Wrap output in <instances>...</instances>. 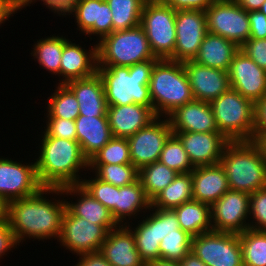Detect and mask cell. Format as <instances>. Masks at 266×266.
<instances>
[{"label": "cell", "instance_id": "55", "mask_svg": "<svg viewBox=\"0 0 266 266\" xmlns=\"http://www.w3.org/2000/svg\"><path fill=\"white\" fill-rule=\"evenodd\" d=\"M180 266H206L192 251H190L181 261Z\"/></svg>", "mask_w": 266, "mask_h": 266}, {"label": "cell", "instance_id": "29", "mask_svg": "<svg viewBox=\"0 0 266 266\" xmlns=\"http://www.w3.org/2000/svg\"><path fill=\"white\" fill-rule=\"evenodd\" d=\"M150 206L151 201L146 197L139 179L130 185L116 187L114 219L119 225L132 223L133 217L136 220L137 215L141 214L140 217H142L145 215L144 213L148 212ZM130 218H132L131 222Z\"/></svg>", "mask_w": 266, "mask_h": 266}, {"label": "cell", "instance_id": "39", "mask_svg": "<svg viewBox=\"0 0 266 266\" xmlns=\"http://www.w3.org/2000/svg\"><path fill=\"white\" fill-rule=\"evenodd\" d=\"M158 161L179 174L190 173L194 169L182 142L175 134L166 141Z\"/></svg>", "mask_w": 266, "mask_h": 266}, {"label": "cell", "instance_id": "10", "mask_svg": "<svg viewBox=\"0 0 266 266\" xmlns=\"http://www.w3.org/2000/svg\"><path fill=\"white\" fill-rule=\"evenodd\" d=\"M191 251L206 266H244L239 234L210 231L193 236Z\"/></svg>", "mask_w": 266, "mask_h": 266}, {"label": "cell", "instance_id": "6", "mask_svg": "<svg viewBox=\"0 0 266 266\" xmlns=\"http://www.w3.org/2000/svg\"><path fill=\"white\" fill-rule=\"evenodd\" d=\"M98 66H125L158 60L151 51L146 33L139 25L113 31L97 42Z\"/></svg>", "mask_w": 266, "mask_h": 266}, {"label": "cell", "instance_id": "36", "mask_svg": "<svg viewBox=\"0 0 266 266\" xmlns=\"http://www.w3.org/2000/svg\"><path fill=\"white\" fill-rule=\"evenodd\" d=\"M111 9L113 31L131 29L140 25L145 0H106Z\"/></svg>", "mask_w": 266, "mask_h": 266}, {"label": "cell", "instance_id": "24", "mask_svg": "<svg viewBox=\"0 0 266 266\" xmlns=\"http://www.w3.org/2000/svg\"><path fill=\"white\" fill-rule=\"evenodd\" d=\"M64 197H77L75 202L66 201V208L74 215L96 225H103L108 231L119 226L111 212L98 200L94 199L80 184L62 188ZM66 195V196H65ZM71 202V203H70Z\"/></svg>", "mask_w": 266, "mask_h": 266}, {"label": "cell", "instance_id": "9", "mask_svg": "<svg viewBox=\"0 0 266 266\" xmlns=\"http://www.w3.org/2000/svg\"><path fill=\"white\" fill-rule=\"evenodd\" d=\"M207 32L220 35L241 47L250 37L248 11L234 0H215L205 10Z\"/></svg>", "mask_w": 266, "mask_h": 266}, {"label": "cell", "instance_id": "17", "mask_svg": "<svg viewBox=\"0 0 266 266\" xmlns=\"http://www.w3.org/2000/svg\"><path fill=\"white\" fill-rule=\"evenodd\" d=\"M231 88L254 104L266 94V71L239 50L228 69Z\"/></svg>", "mask_w": 266, "mask_h": 266}, {"label": "cell", "instance_id": "8", "mask_svg": "<svg viewBox=\"0 0 266 266\" xmlns=\"http://www.w3.org/2000/svg\"><path fill=\"white\" fill-rule=\"evenodd\" d=\"M176 10L164 0L148 1L143 7L140 26L146 33L151 51L158 59H169L176 43Z\"/></svg>", "mask_w": 266, "mask_h": 266}, {"label": "cell", "instance_id": "13", "mask_svg": "<svg viewBox=\"0 0 266 266\" xmlns=\"http://www.w3.org/2000/svg\"><path fill=\"white\" fill-rule=\"evenodd\" d=\"M0 157V198L7 203L36 194L42 187L36 173V163H22Z\"/></svg>", "mask_w": 266, "mask_h": 266}, {"label": "cell", "instance_id": "16", "mask_svg": "<svg viewBox=\"0 0 266 266\" xmlns=\"http://www.w3.org/2000/svg\"><path fill=\"white\" fill-rule=\"evenodd\" d=\"M67 15L75 18L76 29L91 40L93 35L99 42L113 32L112 13L106 0H74L63 16Z\"/></svg>", "mask_w": 266, "mask_h": 266}, {"label": "cell", "instance_id": "49", "mask_svg": "<svg viewBox=\"0 0 266 266\" xmlns=\"http://www.w3.org/2000/svg\"><path fill=\"white\" fill-rule=\"evenodd\" d=\"M20 244L18 243L14 232L12 231L10 225L7 223L0 225V259L8 251H11L15 247L18 248ZM7 252V253H6Z\"/></svg>", "mask_w": 266, "mask_h": 266}, {"label": "cell", "instance_id": "47", "mask_svg": "<svg viewBox=\"0 0 266 266\" xmlns=\"http://www.w3.org/2000/svg\"><path fill=\"white\" fill-rule=\"evenodd\" d=\"M250 22V37L252 39H266V15L257 11L248 12Z\"/></svg>", "mask_w": 266, "mask_h": 266}, {"label": "cell", "instance_id": "33", "mask_svg": "<svg viewBox=\"0 0 266 266\" xmlns=\"http://www.w3.org/2000/svg\"><path fill=\"white\" fill-rule=\"evenodd\" d=\"M190 200H193L191 172L178 174L165 189L151 200V207L174 209Z\"/></svg>", "mask_w": 266, "mask_h": 266}, {"label": "cell", "instance_id": "48", "mask_svg": "<svg viewBox=\"0 0 266 266\" xmlns=\"http://www.w3.org/2000/svg\"><path fill=\"white\" fill-rule=\"evenodd\" d=\"M180 229L177 216L172 209H160V230L161 237L164 238L170 233H176Z\"/></svg>", "mask_w": 266, "mask_h": 266}, {"label": "cell", "instance_id": "50", "mask_svg": "<svg viewBox=\"0 0 266 266\" xmlns=\"http://www.w3.org/2000/svg\"><path fill=\"white\" fill-rule=\"evenodd\" d=\"M40 0H21L22 8H26L30 6V4H34L35 2ZM74 0H41L43 5L49 8V11L55 13L57 16L63 17L64 13L71 7Z\"/></svg>", "mask_w": 266, "mask_h": 266}, {"label": "cell", "instance_id": "3", "mask_svg": "<svg viewBox=\"0 0 266 266\" xmlns=\"http://www.w3.org/2000/svg\"><path fill=\"white\" fill-rule=\"evenodd\" d=\"M157 60L133 66H98L107 106L140 104L153 109L149 90L152 68Z\"/></svg>", "mask_w": 266, "mask_h": 266}, {"label": "cell", "instance_id": "52", "mask_svg": "<svg viewBox=\"0 0 266 266\" xmlns=\"http://www.w3.org/2000/svg\"><path fill=\"white\" fill-rule=\"evenodd\" d=\"M22 10L21 0H0V26Z\"/></svg>", "mask_w": 266, "mask_h": 266}, {"label": "cell", "instance_id": "5", "mask_svg": "<svg viewBox=\"0 0 266 266\" xmlns=\"http://www.w3.org/2000/svg\"><path fill=\"white\" fill-rule=\"evenodd\" d=\"M153 110L157 116L168 117L178 107L194 100L183 62L158 59L149 81Z\"/></svg>", "mask_w": 266, "mask_h": 266}, {"label": "cell", "instance_id": "38", "mask_svg": "<svg viewBox=\"0 0 266 266\" xmlns=\"http://www.w3.org/2000/svg\"><path fill=\"white\" fill-rule=\"evenodd\" d=\"M89 170L100 180L116 187L130 185L139 176V170L132 164H89Z\"/></svg>", "mask_w": 266, "mask_h": 266}, {"label": "cell", "instance_id": "42", "mask_svg": "<svg viewBox=\"0 0 266 266\" xmlns=\"http://www.w3.org/2000/svg\"><path fill=\"white\" fill-rule=\"evenodd\" d=\"M94 176H91L90 179L84 177L80 185L89 192L94 199L103 204L114 218L116 186L100 180L96 175Z\"/></svg>", "mask_w": 266, "mask_h": 266}, {"label": "cell", "instance_id": "7", "mask_svg": "<svg viewBox=\"0 0 266 266\" xmlns=\"http://www.w3.org/2000/svg\"><path fill=\"white\" fill-rule=\"evenodd\" d=\"M217 128L229 141H253L254 103L230 88L210 102Z\"/></svg>", "mask_w": 266, "mask_h": 266}, {"label": "cell", "instance_id": "44", "mask_svg": "<svg viewBox=\"0 0 266 266\" xmlns=\"http://www.w3.org/2000/svg\"><path fill=\"white\" fill-rule=\"evenodd\" d=\"M46 127L41 137H56L77 140L75 121L63 118H46Z\"/></svg>", "mask_w": 266, "mask_h": 266}, {"label": "cell", "instance_id": "37", "mask_svg": "<svg viewBox=\"0 0 266 266\" xmlns=\"http://www.w3.org/2000/svg\"><path fill=\"white\" fill-rule=\"evenodd\" d=\"M244 266H266V231L247 229L239 234Z\"/></svg>", "mask_w": 266, "mask_h": 266}, {"label": "cell", "instance_id": "46", "mask_svg": "<svg viewBox=\"0 0 266 266\" xmlns=\"http://www.w3.org/2000/svg\"><path fill=\"white\" fill-rule=\"evenodd\" d=\"M266 133V94L254 104L253 141Z\"/></svg>", "mask_w": 266, "mask_h": 266}, {"label": "cell", "instance_id": "14", "mask_svg": "<svg viewBox=\"0 0 266 266\" xmlns=\"http://www.w3.org/2000/svg\"><path fill=\"white\" fill-rule=\"evenodd\" d=\"M249 200L248 193L231 189L225 192L211 206L213 231L240 234L249 229Z\"/></svg>", "mask_w": 266, "mask_h": 266}, {"label": "cell", "instance_id": "26", "mask_svg": "<svg viewBox=\"0 0 266 266\" xmlns=\"http://www.w3.org/2000/svg\"><path fill=\"white\" fill-rule=\"evenodd\" d=\"M66 85L75 94L79 115L107 117L104 86L98 72L90 77L68 81Z\"/></svg>", "mask_w": 266, "mask_h": 266}, {"label": "cell", "instance_id": "22", "mask_svg": "<svg viewBox=\"0 0 266 266\" xmlns=\"http://www.w3.org/2000/svg\"><path fill=\"white\" fill-rule=\"evenodd\" d=\"M106 115L113 137L121 138L134 135L158 117L152 108L135 103L108 106Z\"/></svg>", "mask_w": 266, "mask_h": 266}, {"label": "cell", "instance_id": "4", "mask_svg": "<svg viewBox=\"0 0 266 266\" xmlns=\"http://www.w3.org/2000/svg\"><path fill=\"white\" fill-rule=\"evenodd\" d=\"M220 164L231 190L252 194L266 188V160L254 141H230Z\"/></svg>", "mask_w": 266, "mask_h": 266}, {"label": "cell", "instance_id": "32", "mask_svg": "<svg viewBox=\"0 0 266 266\" xmlns=\"http://www.w3.org/2000/svg\"><path fill=\"white\" fill-rule=\"evenodd\" d=\"M70 39L62 35L48 36L34 42L33 50L30 53L37 63L52 75L60 77L61 56L64 44Z\"/></svg>", "mask_w": 266, "mask_h": 266}, {"label": "cell", "instance_id": "59", "mask_svg": "<svg viewBox=\"0 0 266 266\" xmlns=\"http://www.w3.org/2000/svg\"><path fill=\"white\" fill-rule=\"evenodd\" d=\"M259 11L266 15V0L264 1L262 6L260 7Z\"/></svg>", "mask_w": 266, "mask_h": 266}, {"label": "cell", "instance_id": "58", "mask_svg": "<svg viewBox=\"0 0 266 266\" xmlns=\"http://www.w3.org/2000/svg\"><path fill=\"white\" fill-rule=\"evenodd\" d=\"M254 142L258 145L264 159L266 160V133L260 135Z\"/></svg>", "mask_w": 266, "mask_h": 266}, {"label": "cell", "instance_id": "1", "mask_svg": "<svg viewBox=\"0 0 266 266\" xmlns=\"http://www.w3.org/2000/svg\"><path fill=\"white\" fill-rule=\"evenodd\" d=\"M52 194L58 195L59 199L46 197ZM64 198L62 188L43 187L32 196L8 202L7 222L18 243H23L26 238L38 241L54 238L58 241L66 210Z\"/></svg>", "mask_w": 266, "mask_h": 266}, {"label": "cell", "instance_id": "35", "mask_svg": "<svg viewBox=\"0 0 266 266\" xmlns=\"http://www.w3.org/2000/svg\"><path fill=\"white\" fill-rule=\"evenodd\" d=\"M54 93L48 97L45 118L75 120L79 116V104L73 91L66 84L57 83Z\"/></svg>", "mask_w": 266, "mask_h": 266}, {"label": "cell", "instance_id": "45", "mask_svg": "<svg viewBox=\"0 0 266 266\" xmlns=\"http://www.w3.org/2000/svg\"><path fill=\"white\" fill-rule=\"evenodd\" d=\"M240 50L266 71V39L249 38Z\"/></svg>", "mask_w": 266, "mask_h": 266}, {"label": "cell", "instance_id": "2", "mask_svg": "<svg viewBox=\"0 0 266 266\" xmlns=\"http://www.w3.org/2000/svg\"><path fill=\"white\" fill-rule=\"evenodd\" d=\"M40 141V150L34 154H38L36 173L42 187L63 188L81 184L80 173L89 170V160L78 141L56 137H41Z\"/></svg>", "mask_w": 266, "mask_h": 266}, {"label": "cell", "instance_id": "19", "mask_svg": "<svg viewBox=\"0 0 266 266\" xmlns=\"http://www.w3.org/2000/svg\"><path fill=\"white\" fill-rule=\"evenodd\" d=\"M194 100L210 103L231 88L228 72L207 67L194 60L183 62Z\"/></svg>", "mask_w": 266, "mask_h": 266}, {"label": "cell", "instance_id": "30", "mask_svg": "<svg viewBox=\"0 0 266 266\" xmlns=\"http://www.w3.org/2000/svg\"><path fill=\"white\" fill-rule=\"evenodd\" d=\"M239 50L240 47L233 41L207 32L198 55L193 60L198 64L228 72L230 63Z\"/></svg>", "mask_w": 266, "mask_h": 266}, {"label": "cell", "instance_id": "23", "mask_svg": "<svg viewBox=\"0 0 266 266\" xmlns=\"http://www.w3.org/2000/svg\"><path fill=\"white\" fill-rule=\"evenodd\" d=\"M100 252L111 266H146L136 248L134 235L126 225L108 232Z\"/></svg>", "mask_w": 266, "mask_h": 266}, {"label": "cell", "instance_id": "31", "mask_svg": "<svg viewBox=\"0 0 266 266\" xmlns=\"http://www.w3.org/2000/svg\"><path fill=\"white\" fill-rule=\"evenodd\" d=\"M180 228L191 236L213 231L211 225V206L196 200H190L172 209Z\"/></svg>", "mask_w": 266, "mask_h": 266}, {"label": "cell", "instance_id": "56", "mask_svg": "<svg viewBox=\"0 0 266 266\" xmlns=\"http://www.w3.org/2000/svg\"><path fill=\"white\" fill-rule=\"evenodd\" d=\"M146 266H180V262L159 258L157 260H152L150 262H147Z\"/></svg>", "mask_w": 266, "mask_h": 266}, {"label": "cell", "instance_id": "15", "mask_svg": "<svg viewBox=\"0 0 266 266\" xmlns=\"http://www.w3.org/2000/svg\"><path fill=\"white\" fill-rule=\"evenodd\" d=\"M175 29L174 54L169 59L178 62L193 60L198 55L200 45L207 33L205 11L177 10Z\"/></svg>", "mask_w": 266, "mask_h": 266}, {"label": "cell", "instance_id": "41", "mask_svg": "<svg viewBox=\"0 0 266 266\" xmlns=\"http://www.w3.org/2000/svg\"><path fill=\"white\" fill-rule=\"evenodd\" d=\"M192 237L181 228L166 235L159 245L160 258L180 262L191 251Z\"/></svg>", "mask_w": 266, "mask_h": 266}, {"label": "cell", "instance_id": "43", "mask_svg": "<svg viewBox=\"0 0 266 266\" xmlns=\"http://www.w3.org/2000/svg\"><path fill=\"white\" fill-rule=\"evenodd\" d=\"M249 229L266 231V188L250 194Z\"/></svg>", "mask_w": 266, "mask_h": 266}, {"label": "cell", "instance_id": "18", "mask_svg": "<svg viewBox=\"0 0 266 266\" xmlns=\"http://www.w3.org/2000/svg\"><path fill=\"white\" fill-rule=\"evenodd\" d=\"M183 144L193 167L220 163L224 149L230 142L220 132H173Z\"/></svg>", "mask_w": 266, "mask_h": 266}, {"label": "cell", "instance_id": "53", "mask_svg": "<svg viewBox=\"0 0 266 266\" xmlns=\"http://www.w3.org/2000/svg\"><path fill=\"white\" fill-rule=\"evenodd\" d=\"M77 261L74 266H111L100 251L80 255Z\"/></svg>", "mask_w": 266, "mask_h": 266}, {"label": "cell", "instance_id": "11", "mask_svg": "<svg viewBox=\"0 0 266 266\" xmlns=\"http://www.w3.org/2000/svg\"><path fill=\"white\" fill-rule=\"evenodd\" d=\"M108 232L103 225H96L84 218L74 216L66 208L62 218L61 234L57 242L65 250L76 253L78 257L100 251Z\"/></svg>", "mask_w": 266, "mask_h": 266}, {"label": "cell", "instance_id": "40", "mask_svg": "<svg viewBox=\"0 0 266 266\" xmlns=\"http://www.w3.org/2000/svg\"><path fill=\"white\" fill-rule=\"evenodd\" d=\"M89 164H132L127 138L113 137L89 160Z\"/></svg>", "mask_w": 266, "mask_h": 266}, {"label": "cell", "instance_id": "57", "mask_svg": "<svg viewBox=\"0 0 266 266\" xmlns=\"http://www.w3.org/2000/svg\"><path fill=\"white\" fill-rule=\"evenodd\" d=\"M8 203L0 198V225L7 223Z\"/></svg>", "mask_w": 266, "mask_h": 266}, {"label": "cell", "instance_id": "21", "mask_svg": "<svg viewBox=\"0 0 266 266\" xmlns=\"http://www.w3.org/2000/svg\"><path fill=\"white\" fill-rule=\"evenodd\" d=\"M172 132H219L210 103L193 100L168 117Z\"/></svg>", "mask_w": 266, "mask_h": 266}, {"label": "cell", "instance_id": "20", "mask_svg": "<svg viewBox=\"0 0 266 266\" xmlns=\"http://www.w3.org/2000/svg\"><path fill=\"white\" fill-rule=\"evenodd\" d=\"M88 49L81 45L67 41L63 46L61 56L59 84L68 81L83 79L95 75L98 72L97 43Z\"/></svg>", "mask_w": 266, "mask_h": 266}, {"label": "cell", "instance_id": "27", "mask_svg": "<svg viewBox=\"0 0 266 266\" xmlns=\"http://www.w3.org/2000/svg\"><path fill=\"white\" fill-rule=\"evenodd\" d=\"M152 213H151V212ZM142 216L143 219L139 220L135 224L126 226L132 231L136 248L140 253L141 258L145 263L160 258L159 245L162 240L160 230V209L152 208L148 210V213ZM133 226V227H132Z\"/></svg>", "mask_w": 266, "mask_h": 266}, {"label": "cell", "instance_id": "28", "mask_svg": "<svg viewBox=\"0 0 266 266\" xmlns=\"http://www.w3.org/2000/svg\"><path fill=\"white\" fill-rule=\"evenodd\" d=\"M74 121L77 141L88 160L113 138L107 117L79 115Z\"/></svg>", "mask_w": 266, "mask_h": 266}, {"label": "cell", "instance_id": "25", "mask_svg": "<svg viewBox=\"0 0 266 266\" xmlns=\"http://www.w3.org/2000/svg\"><path fill=\"white\" fill-rule=\"evenodd\" d=\"M191 177L193 199L210 206L230 189L220 163L194 167Z\"/></svg>", "mask_w": 266, "mask_h": 266}, {"label": "cell", "instance_id": "34", "mask_svg": "<svg viewBox=\"0 0 266 266\" xmlns=\"http://www.w3.org/2000/svg\"><path fill=\"white\" fill-rule=\"evenodd\" d=\"M160 161L147 164L139 169L140 180L146 197L151 201L159 192L165 189L178 175Z\"/></svg>", "mask_w": 266, "mask_h": 266}, {"label": "cell", "instance_id": "54", "mask_svg": "<svg viewBox=\"0 0 266 266\" xmlns=\"http://www.w3.org/2000/svg\"><path fill=\"white\" fill-rule=\"evenodd\" d=\"M246 11H257L260 9L265 0H234Z\"/></svg>", "mask_w": 266, "mask_h": 266}, {"label": "cell", "instance_id": "12", "mask_svg": "<svg viewBox=\"0 0 266 266\" xmlns=\"http://www.w3.org/2000/svg\"><path fill=\"white\" fill-rule=\"evenodd\" d=\"M172 134L168 118L158 116L148 126L128 137L132 165L139 170L158 161L166 141Z\"/></svg>", "mask_w": 266, "mask_h": 266}, {"label": "cell", "instance_id": "51", "mask_svg": "<svg viewBox=\"0 0 266 266\" xmlns=\"http://www.w3.org/2000/svg\"><path fill=\"white\" fill-rule=\"evenodd\" d=\"M174 10L205 11L215 0H164Z\"/></svg>", "mask_w": 266, "mask_h": 266}]
</instances>
